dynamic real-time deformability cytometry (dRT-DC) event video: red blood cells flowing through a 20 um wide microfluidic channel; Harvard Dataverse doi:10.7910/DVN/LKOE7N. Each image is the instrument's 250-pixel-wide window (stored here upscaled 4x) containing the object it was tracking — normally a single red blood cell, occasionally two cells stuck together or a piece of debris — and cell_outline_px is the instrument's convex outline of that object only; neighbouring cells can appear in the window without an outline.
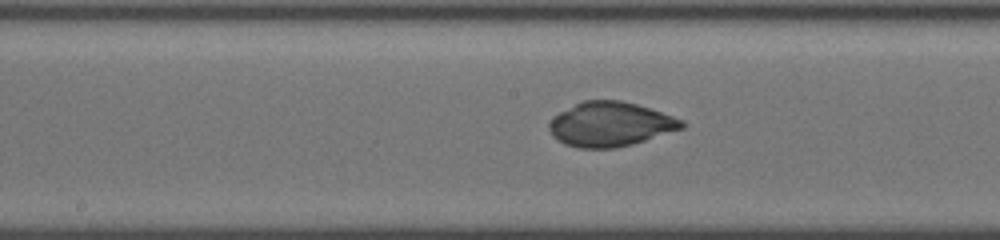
{"species": "common noctule bat (a hibernating species)", "species_latin": "Nyctalus noctula", "temperature_condition": "cold", "stored_images_in_passage": 56, "camera_frame_rate_fps": 3000, "um_per_image_px": 0.085, "animal": {"sex": "female", "body_mass_g": 19.5, "forearm_length_mm": 54.1}, "frame": {"image": 1, "passage_image": 32, "time_ms": 10.333, "image_size_px": [1000, 240], "cell_outline_px": [[684, 128], [632, 144], [616, 148], [576, 148], [564, 144], [552, 136], [548, 128], [548, 124], [560, 112], [584, 100], [620, 100], [636, 104], [684, 120]], "centroid_in_image_um": [51.86, 10.57], "position_along_channel_um": 196.3, "area_um2": 34.1}}
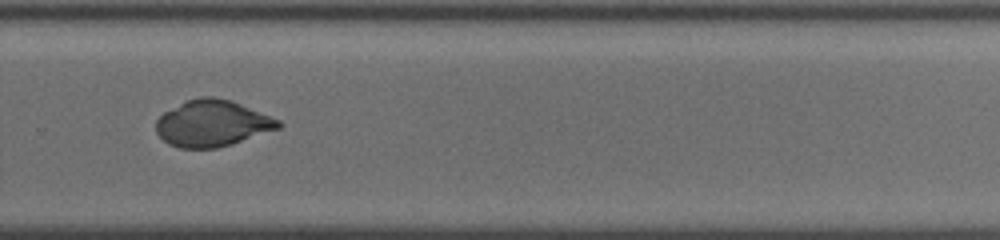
{"frame": {"image": 2, "passage_image": 41, "time_ms": 13.333, "image_size_px": [1000, 240], "cell_outline_px": [[284, 124], [280, 128], [232, 144], [216, 148], [180, 148], [168, 144], [156, 132], [156, 120], [164, 112], [188, 100], [200, 96], [212, 96], [232, 100], [280, 120]], "centroid_in_image_um": [18.06, 10.48], "position_along_channel_um": 311.7, "area_um2": 33.06}}
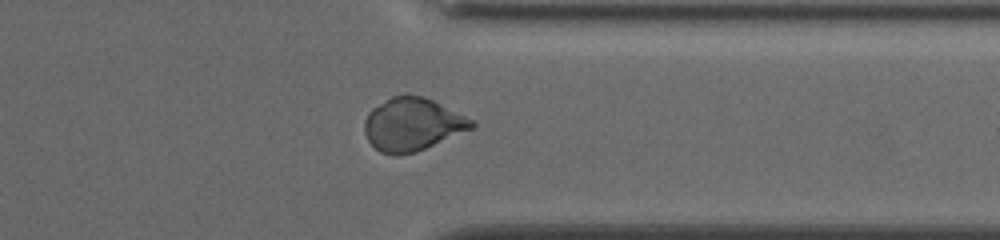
{"frame": {"image": 3, "passage_image": 46, "time_ms": 15.0, "image_size_px": [1000, 240], "cell_outline_px": [[476, 128], [416, 152], [396, 156], [392, 156], [380, 152], [368, 140], [364, 132], [364, 120], [368, 112], [372, 108], [392, 96], [420, 96], [432, 100], [472, 120], [476, 124]], "centroid_in_image_um": [35.04, 10.61], "position_along_channel_um": 376.4, "area_um2": 32.89}}